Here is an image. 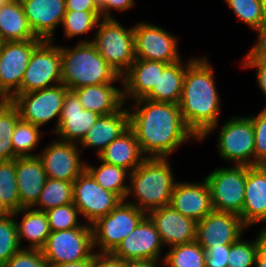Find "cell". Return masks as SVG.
I'll return each instance as SVG.
<instances>
[{
    "label": "cell",
    "mask_w": 266,
    "mask_h": 267,
    "mask_svg": "<svg viewBox=\"0 0 266 267\" xmlns=\"http://www.w3.org/2000/svg\"><path fill=\"white\" fill-rule=\"evenodd\" d=\"M7 0H0V4L3 5Z\"/></svg>",
    "instance_id": "680465c9"
},
{
    "label": "cell",
    "mask_w": 266,
    "mask_h": 267,
    "mask_svg": "<svg viewBox=\"0 0 266 267\" xmlns=\"http://www.w3.org/2000/svg\"><path fill=\"white\" fill-rule=\"evenodd\" d=\"M16 176L20 209L32 208L37 203L47 179L39 157H17Z\"/></svg>",
    "instance_id": "d4e9b609"
},
{
    "label": "cell",
    "mask_w": 266,
    "mask_h": 267,
    "mask_svg": "<svg viewBox=\"0 0 266 267\" xmlns=\"http://www.w3.org/2000/svg\"><path fill=\"white\" fill-rule=\"evenodd\" d=\"M61 48V82L70 91L89 85L109 84L120 76L97 51L89 40H83L73 48Z\"/></svg>",
    "instance_id": "3957f363"
},
{
    "label": "cell",
    "mask_w": 266,
    "mask_h": 267,
    "mask_svg": "<svg viewBox=\"0 0 266 267\" xmlns=\"http://www.w3.org/2000/svg\"><path fill=\"white\" fill-rule=\"evenodd\" d=\"M266 31V0H261V35Z\"/></svg>",
    "instance_id": "db71d44e"
},
{
    "label": "cell",
    "mask_w": 266,
    "mask_h": 267,
    "mask_svg": "<svg viewBox=\"0 0 266 267\" xmlns=\"http://www.w3.org/2000/svg\"><path fill=\"white\" fill-rule=\"evenodd\" d=\"M20 120L17 107L10 101L0 102V161L14 160L12 135Z\"/></svg>",
    "instance_id": "d6a6232c"
},
{
    "label": "cell",
    "mask_w": 266,
    "mask_h": 267,
    "mask_svg": "<svg viewBox=\"0 0 266 267\" xmlns=\"http://www.w3.org/2000/svg\"><path fill=\"white\" fill-rule=\"evenodd\" d=\"M39 126L35 124L19 120L12 135V143L14 149V155L16 157H32L37 154L31 153L40 142V134H43L39 130Z\"/></svg>",
    "instance_id": "d590c367"
},
{
    "label": "cell",
    "mask_w": 266,
    "mask_h": 267,
    "mask_svg": "<svg viewBox=\"0 0 266 267\" xmlns=\"http://www.w3.org/2000/svg\"><path fill=\"white\" fill-rule=\"evenodd\" d=\"M253 123L255 140V166L266 165V108L257 116H248Z\"/></svg>",
    "instance_id": "b9f144b4"
},
{
    "label": "cell",
    "mask_w": 266,
    "mask_h": 267,
    "mask_svg": "<svg viewBox=\"0 0 266 267\" xmlns=\"http://www.w3.org/2000/svg\"><path fill=\"white\" fill-rule=\"evenodd\" d=\"M2 267H48L42 250L27 249L15 253Z\"/></svg>",
    "instance_id": "7bdbcfd3"
},
{
    "label": "cell",
    "mask_w": 266,
    "mask_h": 267,
    "mask_svg": "<svg viewBox=\"0 0 266 267\" xmlns=\"http://www.w3.org/2000/svg\"><path fill=\"white\" fill-rule=\"evenodd\" d=\"M266 236V227L260 230L254 241H245L242 236L230 245L227 267H253L255 266L259 242Z\"/></svg>",
    "instance_id": "8d00e7d4"
},
{
    "label": "cell",
    "mask_w": 266,
    "mask_h": 267,
    "mask_svg": "<svg viewBox=\"0 0 266 267\" xmlns=\"http://www.w3.org/2000/svg\"><path fill=\"white\" fill-rule=\"evenodd\" d=\"M53 43L42 40L34 48L17 93H27L62 84L61 48Z\"/></svg>",
    "instance_id": "8fae6325"
},
{
    "label": "cell",
    "mask_w": 266,
    "mask_h": 267,
    "mask_svg": "<svg viewBox=\"0 0 266 267\" xmlns=\"http://www.w3.org/2000/svg\"><path fill=\"white\" fill-rule=\"evenodd\" d=\"M22 215L21 222H17L18 239L21 246L22 239L30 242L27 249L41 250L50 234L48 219L44 211L35 210L33 208H22L14 212V216Z\"/></svg>",
    "instance_id": "f546056e"
},
{
    "label": "cell",
    "mask_w": 266,
    "mask_h": 267,
    "mask_svg": "<svg viewBox=\"0 0 266 267\" xmlns=\"http://www.w3.org/2000/svg\"><path fill=\"white\" fill-rule=\"evenodd\" d=\"M147 214L135 205L122 200L109 214L93 224V246L99 253H112Z\"/></svg>",
    "instance_id": "8992f818"
},
{
    "label": "cell",
    "mask_w": 266,
    "mask_h": 267,
    "mask_svg": "<svg viewBox=\"0 0 266 267\" xmlns=\"http://www.w3.org/2000/svg\"><path fill=\"white\" fill-rule=\"evenodd\" d=\"M129 128V111L123 106L119 111L99 116L95 124L87 131L78 144L83 152L84 148H95L99 155L113 140L118 138ZM84 147V148H83Z\"/></svg>",
    "instance_id": "cb8c5ba5"
},
{
    "label": "cell",
    "mask_w": 266,
    "mask_h": 267,
    "mask_svg": "<svg viewBox=\"0 0 266 267\" xmlns=\"http://www.w3.org/2000/svg\"><path fill=\"white\" fill-rule=\"evenodd\" d=\"M195 59H189L187 63L182 60L170 63L163 70H159L157 85L143 99L179 105L186 68Z\"/></svg>",
    "instance_id": "83f0119b"
},
{
    "label": "cell",
    "mask_w": 266,
    "mask_h": 267,
    "mask_svg": "<svg viewBox=\"0 0 266 267\" xmlns=\"http://www.w3.org/2000/svg\"><path fill=\"white\" fill-rule=\"evenodd\" d=\"M34 35L53 41L55 29L66 14L65 0H20Z\"/></svg>",
    "instance_id": "ffe728a7"
},
{
    "label": "cell",
    "mask_w": 266,
    "mask_h": 267,
    "mask_svg": "<svg viewBox=\"0 0 266 267\" xmlns=\"http://www.w3.org/2000/svg\"><path fill=\"white\" fill-rule=\"evenodd\" d=\"M241 220L246 227L266 222V165L246 166Z\"/></svg>",
    "instance_id": "7402d4cb"
},
{
    "label": "cell",
    "mask_w": 266,
    "mask_h": 267,
    "mask_svg": "<svg viewBox=\"0 0 266 267\" xmlns=\"http://www.w3.org/2000/svg\"><path fill=\"white\" fill-rule=\"evenodd\" d=\"M50 231H62L81 227L80 212L74 203L54 207L45 211Z\"/></svg>",
    "instance_id": "ab89813d"
},
{
    "label": "cell",
    "mask_w": 266,
    "mask_h": 267,
    "mask_svg": "<svg viewBox=\"0 0 266 267\" xmlns=\"http://www.w3.org/2000/svg\"><path fill=\"white\" fill-rule=\"evenodd\" d=\"M68 90L65 85L59 84L51 88L16 93L11 98V102L17 107L21 120L35 124L40 128L56 118L55 132Z\"/></svg>",
    "instance_id": "ba28073f"
},
{
    "label": "cell",
    "mask_w": 266,
    "mask_h": 267,
    "mask_svg": "<svg viewBox=\"0 0 266 267\" xmlns=\"http://www.w3.org/2000/svg\"><path fill=\"white\" fill-rule=\"evenodd\" d=\"M69 203H73V182L47 177L40 197L33 209L45 212L48 209Z\"/></svg>",
    "instance_id": "1f68e13d"
},
{
    "label": "cell",
    "mask_w": 266,
    "mask_h": 267,
    "mask_svg": "<svg viewBox=\"0 0 266 267\" xmlns=\"http://www.w3.org/2000/svg\"><path fill=\"white\" fill-rule=\"evenodd\" d=\"M217 143L222 160L235 165L255 166L254 128L248 116L228 119L220 129Z\"/></svg>",
    "instance_id": "30bf717a"
},
{
    "label": "cell",
    "mask_w": 266,
    "mask_h": 267,
    "mask_svg": "<svg viewBox=\"0 0 266 267\" xmlns=\"http://www.w3.org/2000/svg\"><path fill=\"white\" fill-rule=\"evenodd\" d=\"M37 38L26 19L20 0H7L0 6V42Z\"/></svg>",
    "instance_id": "f1b7e54d"
},
{
    "label": "cell",
    "mask_w": 266,
    "mask_h": 267,
    "mask_svg": "<svg viewBox=\"0 0 266 267\" xmlns=\"http://www.w3.org/2000/svg\"><path fill=\"white\" fill-rule=\"evenodd\" d=\"M157 229L163 245L173 247L196 241L197 222L170 205L147 213Z\"/></svg>",
    "instance_id": "ac0fdd59"
},
{
    "label": "cell",
    "mask_w": 266,
    "mask_h": 267,
    "mask_svg": "<svg viewBox=\"0 0 266 267\" xmlns=\"http://www.w3.org/2000/svg\"><path fill=\"white\" fill-rule=\"evenodd\" d=\"M242 22L261 35V0H224Z\"/></svg>",
    "instance_id": "60d3db41"
},
{
    "label": "cell",
    "mask_w": 266,
    "mask_h": 267,
    "mask_svg": "<svg viewBox=\"0 0 266 267\" xmlns=\"http://www.w3.org/2000/svg\"><path fill=\"white\" fill-rule=\"evenodd\" d=\"M0 102H1V85H0Z\"/></svg>",
    "instance_id": "91938a15"
},
{
    "label": "cell",
    "mask_w": 266,
    "mask_h": 267,
    "mask_svg": "<svg viewBox=\"0 0 266 267\" xmlns=\"http://www.w3.org/2000/svg\"><path fill=\"white\" fill-rule=\"evenodd\" d=\"M13 213L0 218V267L22 249Z\"/></svg>",
    "instance_id": "f35d334b"
},
{
    "label": "cell",
    "mask_w": 266,
    "mask_h": 267,
    "mask_svg": "<svg viewBox=\"0 0 266 267\" xmlns=\"http://www.w3.org/2000/svg\"><path fill=\"white\" fill-rule=\"evenodd\" d=\"M99 116L95 112L83 109L78 97L68 90L55 131L56 137H59L57 140L79 144Z\"/></svg>",
    "instance_id": "d6986e66"
},
{
    "label": "cell",
    "mask_w": 266,
    "mask_h": 267,
    "mask_svg": "<svg viewBox=\"0 0 266 267\" xmlns=\"http://www.w3.org/2000/svg\"><path fill=\"white\" fill-rule=\"evenodd\" d=\"M86 170L102 188L117 194L122 200L126 199L129 185L125 182L130 177L128 170L105 162L97 167L86 163Z\"/></svg>",
    "instance_id": "4dcf8cb0"
},
{
    "label": "cell",
    "mask_w": 266,
    "mask_h": 267,
    "mask_svg": "<svg viewBox=\"0 0 266 267\" xmlns=\"http://www.w3.org/2000/svg\"><path fill=\"white\" fill-rule=\"evenodd\" d=\"M214 70L207 57L196 58L187 68L179 107L187 128L198 141L218 126L221 111Z\"/></svg>",
    "instance_id": "7a4b0ae2"
},
{
    "label": "cell",
    "mask_w": 266,
    "mask_h": 267,
    "mask_svg": "<svg viewBox=\"0 0 266 267\" xmlns=\"http://www.w3.org/2000/svg\"><path fill=\"white\" fill-rule=\"evenodd\" d=\"M246 228L239 215L212 211L197 222L196 241L205 251L214 246L231 245Z\"/></svg>",
    "instance_id": "2e32d148"
},
{
    "label": "cell",
    "mask_w": 266,
    "mask_h": 267,
    "mask_svg": "<svg viewBox=\"0 0 266 267\" xmlns=\"http://www.w3.org/2000/svg\"><path fill=\"white\" fill-rule=\"evenodd\" d=\"M255 43H266V31L262 35L257 36Z\"/></svg>",
    "instance_id": "6f0895ef"
},
{
    "label": "cell",
    "mask_w": 266,
    "mask_h": 267,
    "mask_svg": "<svg viewBox=\"0 0 266 267\" xmlns=\"http://www.w3.org/2000/svg\"><path fill=\"white\" fill-rule=\"evenodd\" d=\"M92 42L106 62L122 76L135 61L134 27H123L116 18H101Z\"/></svg>",
    "instance_id": "5b68a950"
},
{
    "label": "cell",
    "mask_w": 266,
    "mask_h": 267,
    "mask_svg": "<svg viewBox=\"0 0 266 267\" xmlns=\"http://www.w3.org/2000/svg\"><path fill=\"white\" fill-rule=\"evenodd\" d=\"M113 84L89 85L71 91L78 97L83 109L105 116L119 111L125 105L123 90Z\"/></svg>",
    "instance_id": "484cf974"
},
{
    "label": "cell",
    "mask_w": 266,
    "mask_h": 267,
    "mask_svg": "<svg viewBox=\"0 0 266 267\" xmlns=\"http://www.w3.org/2000/svg\"><path fill=\"white\" fill-rule=\"evenodd\" d=\"M81 154L78 144L56 139L37 156L48 178L74 182L86 169Z\"/></svg>",
    "instance_id": "9a60e30c"
},
{
    "label": "cell",
    "mask_w": 266,
    "mask_h": 267,
    "mask_svg": "<svg viewBox=\"0 0 266 267\" xmlns=\"http://www.w3.org/2000/svg\"><path fill=\"white\" fill-rule=\"evenodd\" d=\"M92 227L86 222L81 227L51 231L41 249L48 265L79 262L90 258L93 251Z\"/></svg>",
    "instance_id": "52a82bcc"
},
{
    "label": "cell",
    "mask_w": 266,
    "mask_h": 267,
    "mask_svg": "<svg viewBox=\"0 0 266 267\" xmlns=\"http://www.w3.org/2000/svg\"><path fill=\"white\" fill-rule=\"evenodd\" d=\"M121 201L117 194L102 188L86 169L73 182V203L90 225Z\"/></svg>",
    "instance_id": "4fadbf2b"
},
{
    "label": "cell",
    "mask_w": 266,
    "mask_h": 267,
    "mask_svg": "<svg viewBox=\"0 0 266 267\" xmlns=\"http://www.w3.org/2000/svg\"><path fill=\"white\" fill-rule=\"evenodd\" d=\"M177 38L157 25L146 22L134 27L135 59L162 61L167 64L182 60Z\"/></svg>",
    "instance_id": "5bb4252c"
},
{
    "label": "cell",
    "mask_w": 266,
    "mask_h": 267,
    "mask_svg": "<svg viewBox=\"0 0 266 267\" xmlns=\"http://www.w3.org/2000/svg\"><path fill=\"white\" fill-rule=\"evenodd\" d=\"M167 65L162 61L135 59L122 75L124 103L130 98L132 101L144 98L157 85L159 70Z\"/></svg>",
    "instance_id": "603a6c76"
},
{
    "label": "cell",
    "mask_w": 266,
    "mask_h": 267,
    "mask_svg": "<svg viewBox=\"0 0 266 267\" xmlns=\"http://www.w3.org/2000/svg\"><path fill=\"white\" fill-rule=\"evenodd\" d=\"M242 67L256 69L257 84L266 98V62L250 49L242 62Z\"/></svg>",
    "instance_id": "ee69618b"
},
{
    "label": "cell",
    "mask_w": 266,
    "mask_h": 267,
    "mask_svg": "<svg viewBox=\"0 0 266 267\" xmlns=\"http://www.w3.org/2000/svg\"><path fill=\"white\" fill-rule=\"evenodd\" d=\"M251 49L266 62V43H255Z\"/></svg>",
    "instance_id": "f5cc1de1"
},
{
    "label": "cell",
    "mask_w": 266,
    "mask_h": 267,
    "mask_svg": "<svg viewBox=\"0 0 266 267\" xmlns=\"http://www.w3.org/2000/svg\"><path fill=\"white\" fill-rule=\"evenodd\" d=\"M206 251L197 241L168 249L163 264L168 267H206Z\"/></svg>",
    "instance_id": "e575fe53"
},
{
    "label": "cell",
    "mask_w": 266,
    "mask_h": 267,
    "mask_svg": "<svg viewBox=\"0 0 266 267\" xmlns=\"http://www.w3.org/2000/svg\"><path fill=\"white\" fill-rule=\"evenodd\" d=\"M139 142L134 132L128 128L113 140L99 155L98 160L120 166L133 172L144 160Z\"/></svg>",
    "instance_id": "4316f807"
},
{
    "label": "cell",
    "mask_w": 266,
    "mask_h": 267,
    "mask_svg": "<svg viewBox=\"0 0 266 267\" xmlns=\"http://www.w3.org/2000/svg\"><path fill=\"white\" fill-rule=\"evenodd\" d=\"M92 267H124V261L112 253L95 252L92 255Z\"/></svg>",
    "instance_id": "bcb514c9"
},
{
    "label": "cell",
    "mask_w": 266,
    "mask_h": 267,
    "mask_svg": "<svg viewBox=\"0 0 266 267\" xmlns=\"http://www.w3.org/2000/svg\"><path fill=\"white\" fill-rule=\"evenodd\" d=\"M169 158H146L133 172H130L126 195L128 203L135 205L146 214L168 206L175 186ZM135 195V202L128 196Z\"/></svg>",
    "instance_id": "277c9868"
},
{
    "label": "cell",
    "mask_w": 266,
    "mask_h": 267,
    "mask_svg": "<svg viewBox=\"0 0 266 267\" xmlns=\"http://www.w3.org/2000/svg\"><path fill=\"white\" fill-rule=\"evenodd\" d=\"M134 103V106L130 105L132 108H127L129 128L134 132L146 158H169L175 149L191 137L198 141L183 121L178 104L143 98Z\"/></svg>",
    "instance_id": "6da1fadb"
},
{
    "label": "cell",
    "mask_w": 266,
    "mask_h": 267,
    "mask_svg": "<svg viewBox=\"0 0 266 267\" xmlns=\"http://www.w3.org/2000/svg\"><path fill=\"white\" fill-rule=\"evenodd\" d=\"M230 245H220L210 247L206 250V267H227V257L229 256Z\"/></svg>",
    "instance_id": "f6af8a7d"
},
{
    "label": "cell",
    "mask_w": 266,
    "mask_h": 267,
    "mask_svg": "<svg viewBox=\"0 0 266 267\" xmlns=\"http://www.w3.org/2000/svg\"><path fill=\"white\" fill-rule=\"evenodd\" d=\"M0 202L9 213L20 210L16 159L0 161Z\"/></svg>",
    "instance_id": "836d02e7"
},
{
    "label": "cell",
    "mask_w": 266,
    "mask_h": 267,
    "mask_svg": "<svg viewBox=\"0 0 266 267\" xmlns=\"http://www.w3.org/2000/svg\"><path fill=\"white\" fill-rule=\"evenodd\" d=\"M66 11H100L95 0H65Z\"/></svg>",
    "instance_id": "c3c4849f"
},
{
    "label": "cell",
    "mask_w": 266,
    "mask_h": 267,
    "mask_svg": "<svg viewBox=\"0 0 266 267\" xmlns=\"http://www.w3.org/2000/svg\"><path fill=\"white\" fill-rule=\"evenodd\" d=\"M100 19V11H66L61 24L65 36L70 39L95 29Z\"/></svg>",
    "instance_id": "74e56055"
},
{
    "label": "cell",
    "mask_w": 266,
    "mask_h": 267,
    "mask_svg": "<svg viewBox=\"0 0 266 267\" xmlns=\"http://www.w3.org/2000/svg\"><path fill=\"white\" fill-rule=\"evenodd\" d=\"M160 261L157 260H129L124 261V267H159ZM158 263V264H157Z\"/></svg>",
    "instance_id": "f907efd6"
},
{
    "label": "cell",
    "mask_w": 266,
    "mask_h": 267,
    "mask_svg": "<svg viewBox=\"0 0 266 267\" xmlns=\"http://www.w3.org/2000/svg\"><path fill=\"white\" fill-rule=\"evenodd\" d=\"M205 179L210 187L213 211L240 216L244 205L246 165L216 168Z\"/></svg>",
    "instance_id": "9c48e42d"
},
{
    "label": "cell",
    "mask_w": 266,
    "mask_h": 267,
    "mask_svg": "<svg viewBox=\"0 0 266 267\" xmlns=\"http://www.w3.org/2000/svg\"><path fill=\"white\" fill-rule=\"evenodd\" d=\"M169 205L196 222L203 219L213 211L211 191L206 179L202 183L176 182Z\"/></svg>",
    "instance_id": "44dd1931"
},
{
    "label": "cell",
    "mask_w": 266,
    "mask_h": 267,
    "mask_svg": "<svg viewBox=\"0 0 266 267\" xmlns=\"http://www.w3.org/2000/svg\"><path fill=\"white\" fill-rule=\"evenodd\" d=\"M48 267H92V256L86 260L71 263H60L55 265H48Z\"/></svg>",
    "instance_id": "816d5d0a"
},
{
    "label": "cell",
    "mask_w": 266,
    "mask_h": 267,
    "mask_svg": "<svg viewBox=\"0 0 266 267\" xmlns=\"http://www.w3.org/2000/svg\"><path fill=\"white\" fill-rule=\"evenodd\" d=\"M41 41L0 42L1 102L10 101L20 90L32 52Z\"/></svg>",
    "instance_id": "7c38bea8"
},
{
    "label": "cell",
    "mask_w": 266,
    "mask_h": 267,
    "mask_svg": "<svg viewBox=\"0 0 266 267\" xmlns=\"http://www.w3.org/2000/svg\"><path fill=\"white\" fill-rule=\"evenodd\" d=\"M163 243L151 219L146 215L136 228L125 237L112 254L122 261L157 260L160 261Z\"/></svg>",
    "instance_id": "e0dca14e"
},
{
    "label": "cell",
    "mask_w": 266,
    "mask_h": 267,
    "mask_svg": "<svg viewBox=\"0 0 266 267\" xmlns=\"http://www.w3.org/2000/svg\"><path fill=\"white\" fill-rule=\"evenodd\" d=\"M255 266L266 267V236L259 242Z\"/></svg>",
    "instance_id": "681fc988"
},
{
    "label": "cell",
    "mask_w": 266,
    "mask_h": 267,
    "mask_svg": "<svg viewBox=\"0 0 266 267\" xmlns=\"http://www.w3.org/2000/svg\"><path fill=\"white\" fill-rule=\"evenodd\" d=\"M135 0H104V18H114L111 10H119L120 12L133 7Z\"/></svg>",
    "instance_id": "7dc6e473"
},
{
    "label": "cell",
    "mask_w": 266,
    "mask_h": 267,
    "mask_svg": "<svg viewBox=\"0 0 266 267\" xmlns=\"http://www.w3.org/2000/svg\"><path fill=\"white\" fill-rule=\"evenodd\" d=\"M95 3L98 5L100 9L101 18H104V0H95Z\"/></svg>",
    "instance_id": "11a10c76"
},
{
    "label": "cell",
    "mask_w": 266,
    "mask_h": 267,
    "mask_svg": "<svg viewBox=\"0 0 266 267\" xmlns=\"http://www.w3.org/2000/svg\"><path fill=\"white\" fill-rule=\"evenodd\" d=\"M9 214L10 213L5 209V207L0 202V218H3Z\"/></svg>",
    "instance_id": "9f6ffc18"
}]
</instances>
